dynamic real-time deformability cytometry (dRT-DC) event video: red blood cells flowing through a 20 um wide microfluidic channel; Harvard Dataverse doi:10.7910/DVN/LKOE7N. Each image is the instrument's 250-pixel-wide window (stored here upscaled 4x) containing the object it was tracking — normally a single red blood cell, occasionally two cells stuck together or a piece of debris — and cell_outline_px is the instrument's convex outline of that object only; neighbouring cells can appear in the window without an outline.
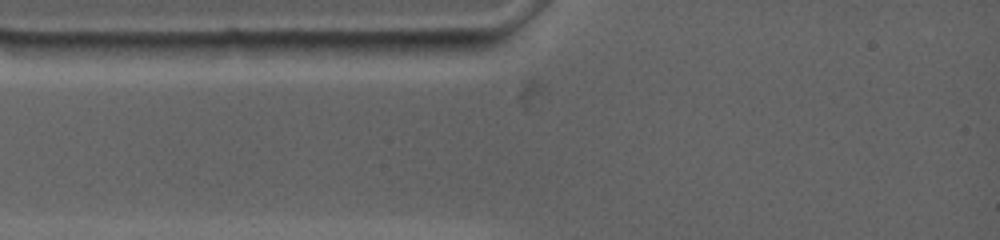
{"species": "common noctule bat (a hibernating species)", "species_latin": "Nyctalus noctula", "temperature_condition": "warm", "stored_images_in_passage": 3, "camera_frame_rate_fps": 4500, "um_per_image_px": 0.085, "animal": {"sex": "female", "body_mass_g": 19.0, "forearm_length_mm": 53.3}, "frame": {"image": 1, "passage_image": 1, "time_ms": 0.0, "image_size_px": [1000, 240], "cell_outline_px": [[340, 40], [336, 44], [312, 52], [284, 56], [212, 60], [208, 44], [220, 40]], "centroid_in_image_um": [22.48, 4.09], "position_along_channel_um": 62.5, "area_um2": 13.81}}